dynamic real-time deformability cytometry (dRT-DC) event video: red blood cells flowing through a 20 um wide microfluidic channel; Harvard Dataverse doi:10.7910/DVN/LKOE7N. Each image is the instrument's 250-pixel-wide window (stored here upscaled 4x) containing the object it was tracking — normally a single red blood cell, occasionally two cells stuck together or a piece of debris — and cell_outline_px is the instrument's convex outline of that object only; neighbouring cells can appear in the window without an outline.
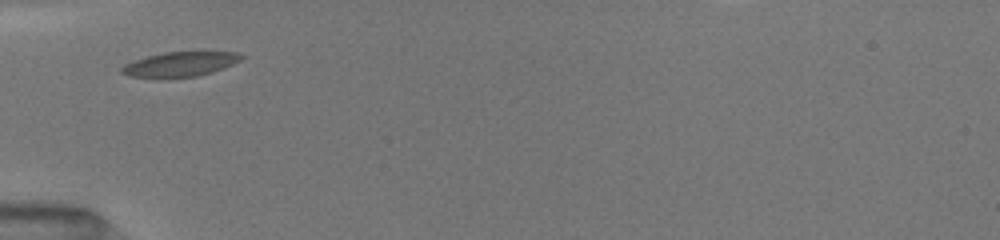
{"species": "common noctule bat (a hibernating species)", "species_latin": "Nyctalus noctula", "temperature_condition": "room temperature", "stored_images_in_passage": 30, "camera_frame_rate_fps": 3000, "um_per_image_px": 0.085, "animal": {"sex": "female", "body_mass_g": 19.5, "forearm_length_mm": 54.1}, "frame": {"image": 1, "passage_image": 1, "time_ms": 0.0, "image_size_px": [1000, 240], "cell_outline_px": [[244, 56], [240, 60], [224, 68], [212, 72], [196, 76], [128, 76], [120, 72], [120, 68], [124, 64], [148, 56], [164, 52], [236, 52]], "centroid_in_image_um": [15.32, 5.43], "position_along_channel_um": 69.7, "area_um2": 16.59}}
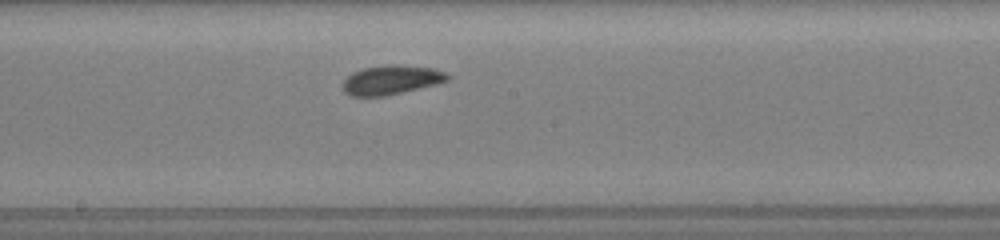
{"frame": {"image": 2, "passage_image": 12, "time_ms": 3.667, "image_size_px": [1000, 240], "cell_outline_px": [[448, 80], [436, 84], [384, 96], [348, 96], [344, 92], [344, 80], [352, 72], [364, 68], [388, 64], [396, 64], [432, 68], [444, 72], [448, 76]], "centroid_in_image_um": [33.22, 6.79], "position_along_channel_um": 215.0, "area_um2": 17.63}}
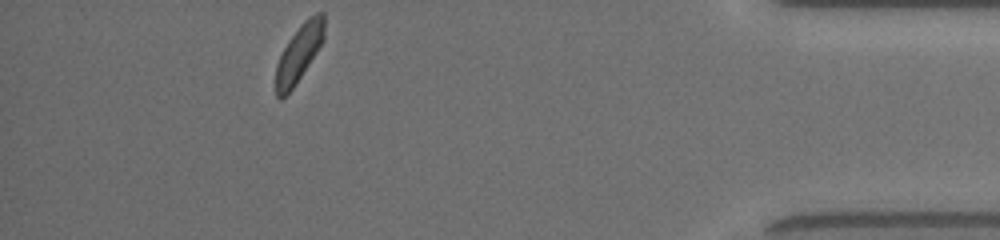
{"frame": {"image": 3, "passage_image": 30, "time_ms": 9.667, "image_size_px": [1000, 240], "cell_outline_px": [[324, 40], [292, 88], [280, 100], [276, 96], [276, 64], [288, 40], [300, 24], [308, 16], [316, 12], [324, 12]], "centroid_in_image_um": [25.42, 4.46], "position_along_channel_um": 409.8, "area_um2": 15.84}, "authors_computed_cell_mechanics": {"area_um2": 17.1955, "velocity_mm_per_s": 3.9972, "shape_relaxation_time_tau1_ms": 2.3752, "shape_relaxation_time_tau2_ms": 3.2926, "deformation_change_tau1": 0.0839, "deformation_change_tau2": 0.0782}}